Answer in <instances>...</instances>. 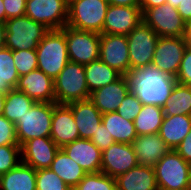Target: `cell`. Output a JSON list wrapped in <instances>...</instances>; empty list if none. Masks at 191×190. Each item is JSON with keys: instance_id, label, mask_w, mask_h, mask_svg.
<instances>
[{"instance_id": "1", "label": "cell", "mask_w": 191, "mask_h": 190, "mask_svg": "<svg viewBox=\"0 0 191 190\" xmlns=\"http://www.w3.org/2000/svg\"><path fill=\"white\" fill-rule=\"evenodd\" d=\"M130 92L143 105L163 107L177 83L176 77L163 73L153 65L132 69L126 75Z\"/></svg>"}, {"instance_id": "16", "label": "cell", "mask_w": 191, "mask_h": 190, "mask_svg": "<svg viewBox=\"0 0 191 190\" xmlns=\"http://www.w3.org/2000/svg\"><path fill=\"white\" fill-rule=\"evenodd\" d=\"M59 149L50 137L30 139L21 146V162L35 170L49 168Z\"/></svg>"}, {"instance_id": "50", "label": "cell", "mask_w": 191, "mask_h": 190, "mask_svg": "<svg viewBox=\"0 0 191 190\" xmlns=\"http://www.w3.org/2000/svg\"><path fill=\"white\" fill-rule=\"evenodd\" d=\"M180 2H182V0H167L166 3H168L169 5H171L174 8H177L180 4Z\"/></svg>"}, {"instance_id": "30", "label": "cell", "mask_w": 191, "mask_h": 190, "mask_svg": "<svg viewBox=\"0 0 191 190\" xmlns=\"http://www.w3.org/2000/svg\"><path fill=\"white\" fill-rule=\"evenodd\" d=\"M162 109L164 116H191V86L176 83Z\"/></svg>"}, {"instance_id": "39", "label": "cell", "mask_w": 191, "mask_h": 190, "mask_svg": "<svg viewBox=\"0 0 191 190\" xmlns=\"http://www.w3.org/2000/svg\"><path fill=\"white\" fill-rule=\"evenodd\" d=\"M176 81L179 84L191 86V48L189 47L185 49Z\"/></svg>"}, {"instance_id": "13", "label": "cell", "mask_w": 191, "mask_h": 190, "mask_svg": "<svg viewBox=\"0 0 191 190\" xmlns=\"http://www.w3.org/2000/svg\"><path fill=\"white\" fill-rule=\"evenodd\" d=\"M99 59L126 76L130 71L127 36L100 34Z\"/></svg>"}, {"instance_id": "28", "label": "cell", "mask_w": 191, "mask_h": 190, "mask_svg": "<svg viewBox=\"0 0 191 190\" xmlns=\"http://www.w3.org/2000/svg\"><path fill=\"white\" fill-rule=\"evenodd\" d=\"M49 169L55 172L70 188H74L87 174L60 148Z\"/></svg>"}, {"instance_id": "18", "label": "cell", "mask_w": 191, "mask_h": 190, "mask_svg": "<svg viewBox=\"0 0 191 190\" xmlns=\"http://www.w3.org/2000/svg\"><path fill=\"white\" fill-rule=\"evenodd\" d=\"M50 138L59 148L80 138L72 109L67 104H57L53 109Z\"/></svg>"}, {"instance_id": "33", "label": "cell", "mask_w": 191, "mask_h": 190, "mask_svg": "<svg viewBox=\"0 0 191 190\" xmlns=\"http://www.w3.org/2000/svg\"><path fill=\"white\" fill-rule=\"evenodd\" d=\"M75 190H117L116 178L103 172L87 173L74 187Z\"/></svg>"}, {"instance_id": "31", "label": "cell", "mask_w": 191, "mask_h": 190, "mask_svg": "<svg viewBox=\"0 0 191 190\" xmlns=\"http://www.w3.org/2000/svg\"><path fill=\"white\" fill-rule=\"evenodd\" d=\"M35 103L24 92L11 89L6 93L3 116L15 124Z\"/></svg>"}, {"instance_id": "26", "label": "cell", "mask_w": 191, "mask_h": 190, "mask_svg": "<svg viewBox=\"0 0 191 190\" xmlns=\"http://www.w3.org/2000/svg\"><path fill=\"white\" fill-rule=\"evenodd\" d=\"M102 123L117 143L132 144L138 136L134 122L125 119L117 111L102 114Z\"/></svg>"}, {"instance_id": "4", "label": "cell", "mask_w": 191, "mask_h": 190, "mask_svg": "<svg viewBox=\"0 0 191 190\" xmlns=\"http://www.w3.org/2000/svg\"><path fill=\"white\" fill-rule=\"evenodd\" d=\"M5 25V47L12 51L36 50L44 35L49 31L43 24L26 15L7 19Z\"/></svg>"}, {"instance_id": "46", "label": "cell", "mask_w": 191, "mask_h": 190, "mask_svg": "<svg viewBox=\"0 0 191 190\" xmlns=\"http://www.w3.org/2000/svg\"><path fill=\"white\" fill-rule=\"evenodd\" d=\"M6 43V25L0 23V50L5 47Z\"/></svg>"}, {"instance_id": "29", "label": "cell", "mask_w": 191, "mask_h": 190, "mask_svg": "<svg viewBox=\"0 0 191 190\" xmlns=\"http://www.w3.org/2000/svg\"><path fill=\"white\" fill-rule=\"evenodd\" d=\"M164 119L162 107L156 105H143L141 111L133 120L138 136L158 134Z\"/></svg>"}, {"instance_id": "36", "label": "cell", "mask_w": 191, "mask_h": 190, "mask_svg": "<svg viewBox=\"0 0 191 190\" xmlns=\"http://www.w3.org/2000/svg\"><path fill=\"white\" fill-rule=\"evenodd\" d=\"M14 64L19 76H23L37 69L36 50H15L13 51Z\"/></svg>"}, {"instance_id": "15", "label": "cell", "mask_w": 191, "mask_h": 190, "mask_svg": "<svg viewBox=\"0 0 191 190\" xmlns=\"http://www.w3.org/2000/svg\"><path fill=\"white\" fill-rule=\"evenodd\" d=\"M142 21L140 7L109 5L102 33L127 36Z\"/></svg>"}, {"instance_id": "45", "label": "cell", "mask_w": 191, "mask_h": 190, "mask_svg": "<svg viewBox=\"0 0 191 190\" xmlns=\"http://www.w3.org/2000/svg\"><path fill=\"white\" fill-rule=\"evenodd\" d=\"M110 5L140 7V0H108Z\"/></svg>"}, {"instance_id": "9", "label": "cell", "mask_w": 191, "mask_h": 190, "mask_svg": "<svg viewBox=\"0 0 191 190\" xmlns=\"http://www.w3.org/2000/svg\"><path fill=\"white\" fill-rule=\"evenodd\" d=\"M158 39L143 21L127 35L130 70L152 65Z\"/></svg>"}, {"instance_id": "5", "label": "cell", "mask_w": 191, "mask_h": 190, "mask_svg": "<svg viewBox=\"0 0 191 190\" xmlns=\"http://www.w3.org/2000/svg\"><path fill=\"white\" fill-rule=\"evenodd\" d=\"M55 102L69 104L90 98L84 65L69 61L54 79Z\"/></svg>"}, {"instance_id": "41", "label": "cell", "mask_w": 191, "mask_h": 190, "mask_svg": "<svg viewBox=\"0 0 191 190\" xmlns=\"http://www.w3.org/2000/svg\"><path fill=\"white\" fill-rule=\"evenodd\" d=\"M6 20L25 16L26 0H3Z\"/></svg>"}, {"instance_id": "3", "label": "cell", "mask_w": 191, "mask_h": 190, "mask_svg": "<svg viewBox=\"0 0 191 190\" xmlns=\"http://www.w3.org/2000/svg\"><path fill=\"white\" fill-rule=\"evenodd\" d=\"M56 102H36L15 123L18 145L33 138L50 137L53 109Z\"/></svg>"}, {"instance_id": "20", "label": "cell", "mask_w": 191, "mask_h": 190, "mask_svg": "<svg viewBox=\"0 0 191 190\" xmlns=\"http://www.w3.org/2000/svg\"><path fill=\"white\" fill-rule=\"evenodd\" d=\"M86 173L101 171L102 152L90 139L79 138L61 148Z\"/></svg>"}, {"instance_id": "22", "label": "cell", "mask_w": 191, "mask_h": 190, "mask_svg": "<svg viewBox=\"0 0 191 190\" xmlns=\"http://www.w3.org/2000/svg\"><path fill=\"white\" fill-rule=\"evenodd\" d=\"M67 105L72 109L80 138L91 139L102 123V113L90 99L71 102Z\"/></svg>"}, {"instance_id": "10", "label": "cell", "mask_w": 191, "mask_h": 190, "mask_svg": "<svg viewBox=\"0 0 191 190\" xmlns=\"http://www.w3.org/2000/svg\"><path fill=\"white\" fill-rule=\"evenodd\" d=\"M142 19L159 37L186 35L187 23L182 19L177 8L168 3L147 9L142 14Z\"/></svg>"}, {"instance_id": "24", "label": "cell", "mask_w": 191, "mask_h": 190, "mask_svg": "<svg viewBox=\"0 0 191 190\" xmlns=\"http://www.w3.org/2000/svg\"><path fill=\"white\" fill-rule=\"evenodd\" d=\"M190 130L191 116L178 114L174 116H164L158 134L171 150H175Z\"/></svg>"}, {"instance_id": "47", "label": "cell", "mask_w": 191, "mask_h": 190, "mask_svg": "<svg viewBox=\"0 0 191 190\" xmlns=\"http://www.w3.org/2000/svg\"><path fill=\"white\" fill-rule=\"evenodd\" d=\"M6 93V91L0 90V116L3 115Z\"/></svg>"}, {"instance_id": "21", "label": "cell", "mask_w": 191, "mask_h": 190, "mask_svg": "<svg viewBox=\"0 0 191 190\" xmlns=\"http://www.w3.org/2000/svg\"><path fill=\"white\" fill-rule=\"evenodd\" d=\"M138 165L154 167L171 149L159 134L137 136L132 142Z\"/></svg>"}, {"instance_id": "37", "label": "cell", "mask_w": 191, "mask_h": 190, "mask_svg": "<svg viewBox=\"0 0 191 190\" xmlns=\"http://www.w3.org/2000/svg\"><path fill=\"white\" fill-rule=\"evenodd\" d=\"M143 104L140 100L131 92L122 100L117 112L130 121H133L138 113L141 111Z\"/></svg>"}, {"instance_id": "52", "label": "cell", "mask_w": 191, "mask_h": 190, "mask_svg": "<svg viewBox=\"0 0 191 190\" xmlns=\"http://www.w3.org/2000/svg\"><path fill=\"white\" fill-rule=\"evenodd\" d=\"M74 1H76V0H65V3L67 4V5H70L72 2H74Z\"/></svg>"}, {"instance_id": "34", "label": "cell", "mask_w": 191, "mask_h": 190, "mask_svg": "<svg viewBox=\"0 0 191 190\" xmlns=\"http://www.w3.org/2000/svg\"><path fill=\"white\" fill-rule=\"evenodd\" d=\"M69 188L51 169L36 170V190H69Z\"/></svg>"}, {"instance_id": "42", "label": "cell", "mask_w": 191, "mask_h": 190, "mask_svg": "<svg viewBox=\"0 0 191 190\" xmlns=\"http://www.w3.org/2000/svg\"><path fill=\"white\" fill-rule=\"evenodd\" d=\"M175 151L188 163L191 164V130Z\"/></svg>"}, {"instance_id": "11", "label": "cell", "mask_w": 191, "mask_h": 190, "mask_svg": "<svg viewBox=\"0 0 191 190\" xmlns=\"http://www.w3.org/2000/svg\"><path fill=\"white\" fill-rule=\"evenodd\" d=\"M25 15L49 30L67 25L68 5L65 0H26Z\"/></svg>"}, {"instance_id": "44", "label": "cell", "mask_w": 191, "mask_h": 190, "mask_svg": "<svg viewBox=\"0 0 191 190\" xmlns=\"http://www.w3.org/2000/svg\"><path fill=\"white\" fill-rule=\"evenodd\" d=\"M167 0H140L142 14L149 8L158 7L166 3Z\"/></svg>"}, {"instance_id": "38", "label": "cell", "mask_w": 191, "mask_h": 190, "mask_svg": "<svg viewBox=\"0 0 191 190\" xmlns=\"http://www.w3.org/2000/svg\"><path fill=\"white\" fill-rule=\"evenodd\" d=\"M18 145L15 124L3 115L0 116V146Z\"/></svg>"}, {"instance_id": "14", "label": "cell", "mask_w": 191, "mask_h": 190, "mask_svg": "<svg viewBox=\"0 0 191 190\" xmlns=\"http://www.w3.org/2000/svg\"><path fill=\"white\" fill-rule=\"evenodd\" d=\"M138 165L132 144L115 142L102 151L101 172L117 178Z\"/></svg>"}, {"instance_id": "23", "label": "cell", "mask_w": 191, "mask_h": 190, "mask_svg": "<svg viewBox=\"0 0 191 190\" xmlns=\"http://www.w3.org/2000/svg\"><path fill=\"white\" fill-rule=\"evenodd\" d=\"M117 190H159L154 168L137 165L116 178Z\"/></svg>"}, {"instance_id": "43", "label": "cell", "mask_w": 191, "mask_h": 190, "mask_svg": "<svg viewBox=\"0 0 191 190\" xmlns=\"http://www.w3.org/2000/svg\"><path fill=\"white\" fill-rule=\"evenodd\" d=\"M177 11L187 24L191 22V0H182Z\"/></svg>"}, {"instance_id": "25", "label": "cell", "mask_w": 191, "mask_h": 190, "mask_svg": "<svg viewBox=\"0 0 191 190\" xmlns=\"http://www.w3.org/2000/svg\"><path fill=\"white\" fill-rule=\"evenodd\" d=\"M0 190H36V170L21 162L0 175Z\"/></svg>"}, {"instance_id": "32", "label": "cell", "mask_w": 191, "mask_h": 190, "mask_svg": "<svg viewBox=\"0 0 191 190\" xmlns=\"http://www.w3.org/2000/svg\"><path fill=\"white\" fill-rule=\"evenodd\" d=\"M13 51L6 47L0 50V90L9 91L17 85L19 74L14 64Z\"/></svg>"}, {"instance_id": "48", "label": "cell", "mask_w": 191, "mask_h": 190, "mask_svg": "<svg viewBox=\"0 0 191 190\" xmlns=\"http://www.w3.org/2000/svg\"><path fill=\"white\" fill-rule=\"evenodd\" d=\"M185 37H186L187 47L191 48V22L187 24Z\"/></svg>"}, {"instance_id": "2", "label": "cell", "mask_w": 191, "mask_h": 190, "mask_svg": "<svg viewBox=\"0 0 191 190\" xmlns=\"http://www.w3.org/2000/svg\"><path fill=\"white\" fill-rule=\"evenodd\" d=\"M37 68L53 80L69 62L65 38V26L49 30L36 48Z\"/></svg>"}, {"instance_id": "40", "label": "cell", "mask_w": 191, "mask_h": 190, "mask_svg": "<svg viewBox=\"0 0 191 190\" xmlns=\"http://www.w3.org/2000/svg\"><path fill=\"white\" fill-rule=\"evenodd\" d=\"M90 140L101 152L115 143V140L112 138L111 134H109L103 123L100 124Z\"/></svg>"}, {"instance_id": "17", "label": "cell", "mask_w": 191, "mask_h": 190, "mask_svg": "<svg viewBox=\"0 0 191 190\" xmlns=\"http://www.w3.org/2000/svg\"><path fill=\"white\" fill-rule=\"evenodd\" d=\"M15 89L35 102H55L54 80L38 68L20 76Z\"/></svg>"}, {"instance_id": "49", "label": "cell", "mask_w": 191, "mask_h": 190, "mask_svg": "<svg viewBox=\"0 0 191 190\" xmlns=\"http://www.w3.org/2000/svg\"><path fill=\"white\" fill-rule=\"evenodd\" d=\"M6 21V11L4 9L3 0H0V23H5Z\"/></svg>"}, {"instance_id": "19", "label": "cell", "mask_w": 191, "mask_h": 190, "mask_svg": "<svg viewBox=\"0 0 191 190\" xmlns=\"http://www.w3.org/2000/svg\"><path fill=\"white\" fill-rule=\"evenodd\" d=\"M129 92L128 79L126 76H121L115 82L90 93L89 99L102 114H106L117 111L122 100Z\"/></svg>"}, {"instance_id": "8", "label": "cell", "mask_w": 191, "mask_h": 190, "mask_svg": "<svg viewBox=\"0 0 191 190\" xmlns=\"http://www.w3.org/2000/svg\"><path fill=\"white\" fill-rule=\"evenodd\" d=\"M65 38L69 61L87 65L99 59L100 33L66 25Z\"/></svg>"}, {"instance_id": "6", "label": "cell", "mask_w": 191, "mask_h": 190, "mask_svg": "<svg viewBox=\"0 0 191 190\" xmlns=\"http://www.w3.org/2000/svg\"><path fill=\"white\" fill-rule=\"evenodd\" d=\"M108 0H76L68 5L67 26L102 34Z\"/></svg>"}, {"instance_id": "51", "label": "cell", "mask_w": 191, "mask_h": 190, "mask_svg": "<svg viewBox=\"0 0 191 190\" xmlns=\"http://www.w3.org/2000/svg\"><path fill=\"white\" fill-rule=\"evenodd\" d=\"M188 190H191V173H190V176H189V185H188Z\"/></svg>"}, {"instance_id": "12", "label": "cell", "mask_w": 191, "mask_h": 190, "mask_svg": "<svg viewBox=\"0 0 191 190\" xmlns=\"http://www.w3.org/2000/svg\"><path fill=\"white\" fill-rule=\"evenodd\" d=\"M186 48L185 36L159 37L152 65L163 73L176 77Z\"/></svg>"}, {"instance_id": "27", "label": "cell", "mask_w": 191, "mask_h": 190, "mask_svg": "<svg viewBox=\"0 0 191 190\" xmlns=\"http://www.w3.org/2000/svg\"><path fill=\"white\" fill-rule=\"evenodd\" d=\"M84 71L89 93L115 82L122 76L119 72L102 62L100 59L84 65Z\"/></svg>"}, {"instance_id": "35", "label": "cell", "mask_w": 191, "mask_h": 190, "mask_svg": "<svg viewBox=\"0 0 191 190\" xmlns=\"http://www.w3.org/2000/svg\"><path fill=\"white\" fill-rule=\"evenodd\" d=\"M21 163L20 145L0 146V175L5 174Z\"/></svg>"}, {"instance_id": "7", "label": "cell", "mask_w": 191, "mask_h": 190, "mask_svg": "<svg viewBox=\"0 0 191 190\" xmlns=\"http://www.w3.org/2000/svg\"><path fill=\"white\" fill-rule=\"evenodd\" d=\"M158 189L188 190L191 164L171 150L153 167Z\"/></svg>"}]
</instances>
